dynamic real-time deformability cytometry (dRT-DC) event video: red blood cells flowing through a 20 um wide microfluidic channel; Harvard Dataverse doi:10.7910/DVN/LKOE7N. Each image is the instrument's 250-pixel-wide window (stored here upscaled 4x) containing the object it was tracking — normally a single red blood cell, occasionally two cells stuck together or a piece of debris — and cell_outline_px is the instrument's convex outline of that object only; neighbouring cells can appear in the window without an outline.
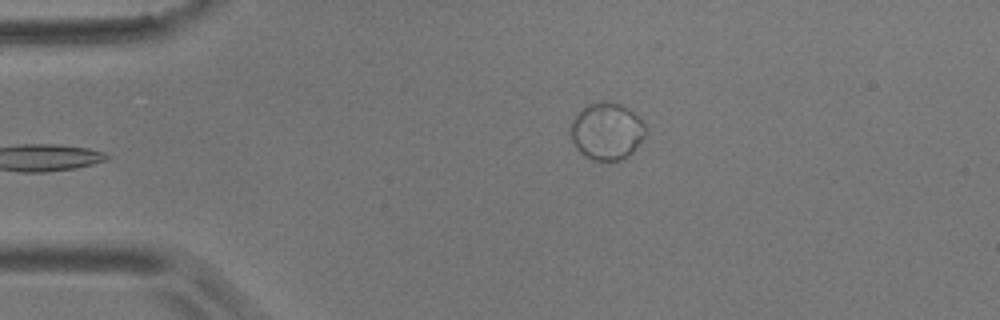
{"species": "common noctule bat (a hibernating species)", "species_latin": "Nyctalus noctula", "temperature_condition": "room temperature", "stored_images_in_passage": 4, "camera_frame_rate_fps": 3000, "um_per_image_px": 0.085, "animal": {"sex": "male", "body_mass_g": 17.9}, "frame": {"image": 1, "passage_image": 4, "time_ms": 1.0, "image_size_px": [1000, 320], "cell_outline_px": [[644, 136], [632, 152], [628, 156], [620, 160], [592, 160], [584, 156], [576, 148], [572, 140], [572, 120], [588, 104], [620, 104], [632, 112], [644, 124]], "centroid_in_image_um": [51.56, 11.21], "position_along_channel_um": 33.4, "area_um2": 23.93}}